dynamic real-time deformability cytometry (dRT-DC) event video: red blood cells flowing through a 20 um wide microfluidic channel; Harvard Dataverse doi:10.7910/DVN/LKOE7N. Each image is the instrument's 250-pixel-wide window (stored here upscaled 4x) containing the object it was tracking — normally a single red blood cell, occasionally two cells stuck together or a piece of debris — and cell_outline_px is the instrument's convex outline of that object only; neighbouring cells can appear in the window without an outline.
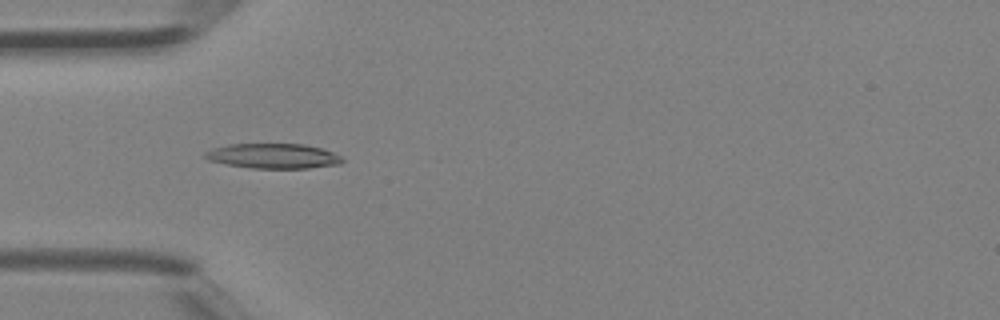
{"species": "Egyptian fruit bat (a non-hibernating species)", "species_latin": "Rousettus aegyptiacus", "temperature_condition": "room temperature", "stored_images_in_passage": 23, "camera_frame_rate_fps": 3000, "um_per_image_px": 0.085, "animal": {"sex": "female"}, "frame": {"image": 1, "passage_image": 10, "time_ms": 3.0, "image_size_px": [1000, 320], "cell_outline_px": [[344, 160], [340, 164], [308, 168], [252, 168], [228, 164], [208, 160], [204, 156], [204, 152], [212, 148], [228, 144], [304, 144], [320, 148], [332, 152], [340, 156]], "centroid_in_image_um": [23.21, 13.25], "position_along_channel_um": 61.8, "area_um2": 19.83}}
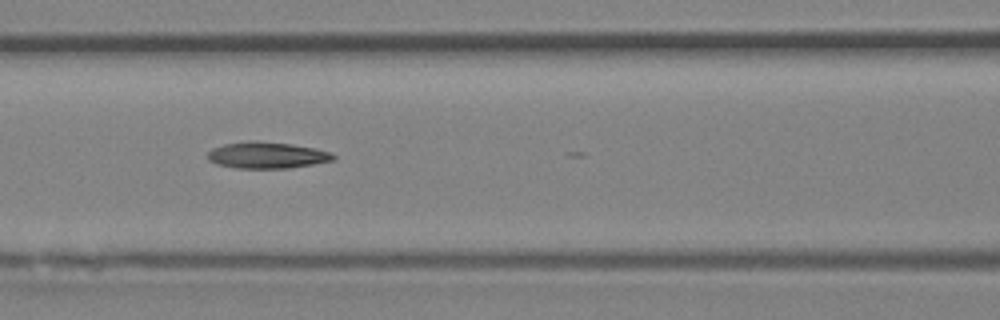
{"frame": {"image": 2, "passage_image": 15, "time_ms": 4.667, "image_size_px": [1000, 320], "cell_outline_px": [[336, 160], [316, 164], [288, 168], [236, 168], [216, 164], [208, 160], [208, 152], [212, 148], [224, 144], [292, 144], [316, 148], [328, 152], [336, 156]], "centroid_in_image_um": [22.75, 13.25], "position_along_channel_um": 143.8, "area_um2": 18.5}}
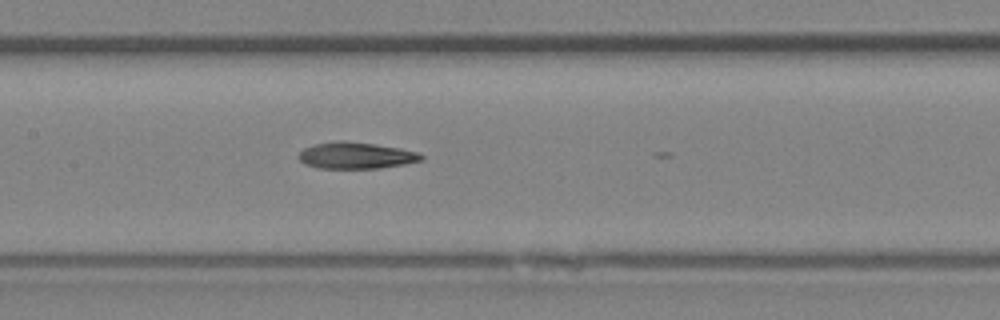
{"frame": {"image": 3, "passage_image": 17, "time_ms": 5.333, "image_size_px": [1000, 320], "cell_outline_px": [[424, 156], [420, 160], [404, 164], [380, 168], [320, 168], [304, 164], [296, 156], [304, 148], [312, 144], [340, 140], [372, 144], [400, 148], [416, 152]], "centroid_in_image_um": [30.19, 13.21], "position_along_channel_um": 177.2, "area_um2": 18.79}}